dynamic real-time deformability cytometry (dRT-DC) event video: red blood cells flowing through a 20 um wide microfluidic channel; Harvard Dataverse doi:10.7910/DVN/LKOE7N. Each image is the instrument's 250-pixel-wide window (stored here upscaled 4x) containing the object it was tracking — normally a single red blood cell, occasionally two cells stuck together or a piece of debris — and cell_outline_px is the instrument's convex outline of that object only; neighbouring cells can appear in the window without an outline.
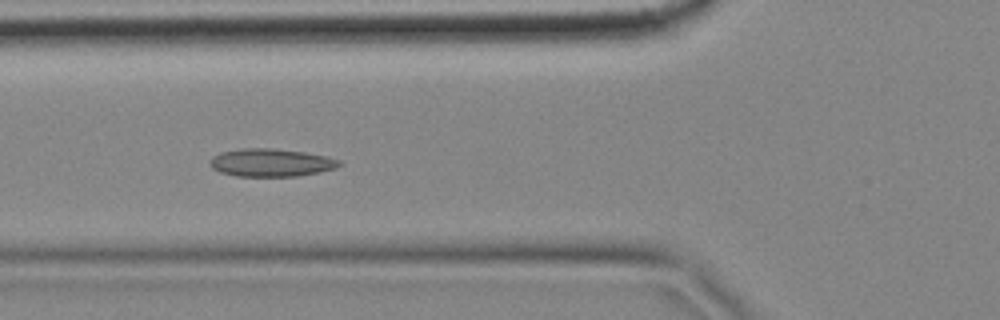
{"species": "common noctule bat (a hibernating species)", "species_latin": "Nyctalus noctula", "temperature_condition": "cold", "stored_images_in_passage": 6, "camera_frame_rate_fps": 3000, "um_per_image_px": 0.085, "animal": {"sex": "female", "body_mass_g": 18.4}, "frame": {"image": 1, "passage_image": 5, "time_ms": 1.333, "image_size_px": [1000, 320], "cell_outline_px": [[344, 164], [336, 168], [320, 172], [296, 176], [236, 176], [220, 172], [212, 168], [208, 164], [212, 156], [220, 152], [240, 148], [272, 148], [304, 152], [328, 156], [340, 160]], "centroid_in_image_um": [23.04, 13.82], "position_along_channel_um": 102.8, "area_um2": 21.27}}
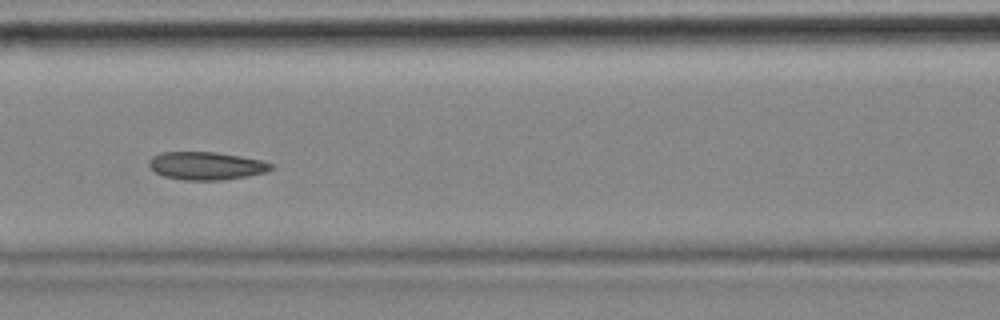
{"frame": {"image": 2, "passage_image": 6, "time_ms": 1.667, "image_size_px": [1000, 320], "cell_outline_px": [[272, 168], [264, 172], [248, 176], [220, 180], [184, 180], [164, 176], [156, 172], [148, 164], [148, 160], [152, 156], [160, 152], [216, 152], [240, 156], [260, 160], [272, 164]], "centroid_in_image_um": [17.49, 14.09], "position_along_channel_um": 149.1, "area_um2": 19.71}}